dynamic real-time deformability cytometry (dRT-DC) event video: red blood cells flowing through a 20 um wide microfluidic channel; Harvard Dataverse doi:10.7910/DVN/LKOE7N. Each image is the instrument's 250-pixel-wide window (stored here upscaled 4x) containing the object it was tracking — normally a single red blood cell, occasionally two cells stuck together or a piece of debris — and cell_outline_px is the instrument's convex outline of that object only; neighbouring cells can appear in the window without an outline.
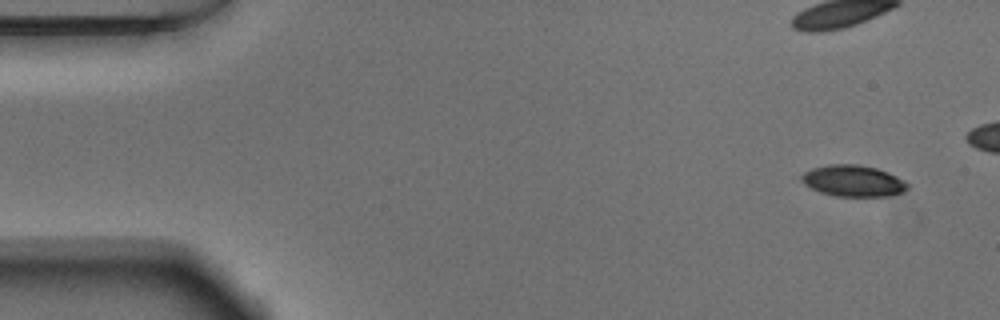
{"species": "Egyptian fruit bat (a non-hibernating species)", "species_latin": "Rousettus aegyptiacus", "temperature_condition": "warm", "stored_images_in_passage": 16, "camera_frame_rate_fps": 3000, "um_per_image_px": 0.085, "animal": {"sex": "male"}, "frame": {"image": 1, "passage_image": 3, "time_ms": 0.667, "image_size_px": [1000, 320], "cell_outline_px": [[908, 188], [904, 192], [892, 196], [836, 196], [820, 192], [804, 184], [800, 180], [800, 176], [804, 172], [812, 168], [828, 164], [856, 164], [876, 168], [888, 172], [904, 180], [908, 184]], "centroid_in_image_um": [72.52, 15.37], "position_along_channel_um": 12.5, "area_um2": 19.48}}